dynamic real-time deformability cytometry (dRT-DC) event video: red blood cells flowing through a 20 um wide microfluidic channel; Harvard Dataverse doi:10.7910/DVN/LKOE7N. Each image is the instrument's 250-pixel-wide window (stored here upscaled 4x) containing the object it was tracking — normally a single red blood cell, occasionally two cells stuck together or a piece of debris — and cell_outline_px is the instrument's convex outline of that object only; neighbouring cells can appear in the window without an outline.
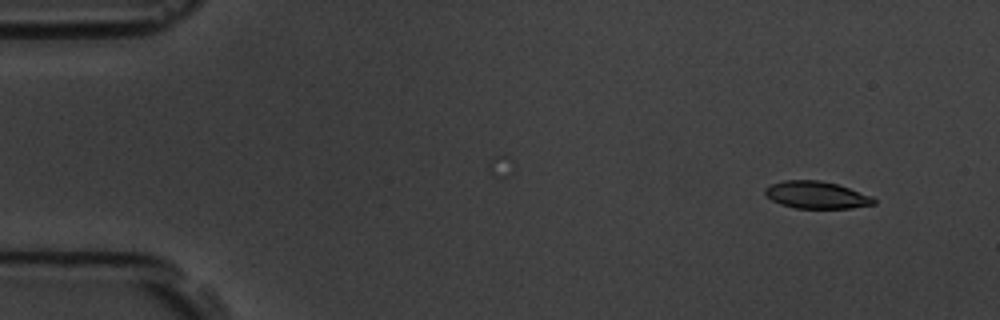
{"species": "common noctule bat (a hibernating species)", "species_latin": "Nyctalus noctula", "temperature_condition": "room temperature", "stored_images_in_passage": 4, "camera_frame_rate_fps": 3000, "um_per_image_px": 0.085, "animal": {"sex": "male", "body_mass_g": 19.5, "forearm_length_mm": 54.6}, "frame": {"image": 1, "passage_image": 1, "time_ms": 0.0, "image_size_px": [1000, 320], "cell_outline_px": [[876, 204], [852, 208], [796, 208], [780, 204], [772, 200], [764, 192], [764, 188], [772, 184], [784, 180], [820, 180], [836, 184], [872, 196], [876, 200]], "centroid_in_image_um": [69.41, 16.57], "position_along_channel_um": 15.6, "area_um2": 17.17}}
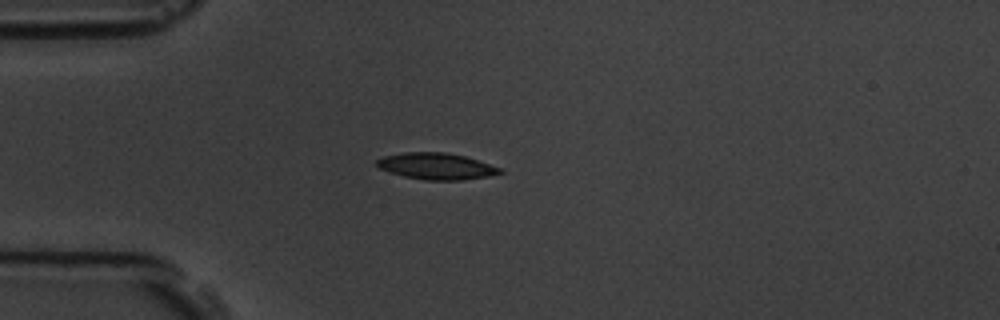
{"frame": {"image": 2, "passage_image": 4, "time_ms": 3.333, "image_size_px": [1000, 320], "cell_outline_px": [[504, 172], [488, 176], [464, 180], [424, 180], [404, 176], [388, 172], [380, 168], [376, 164], [376, 160], [384, 156], [404, 152], [444, 152], [464, 156], [500, 168]], "centroid_in_image_um": [37.05, 14.13], "position_along_channel_um": 47.9, "area_um2": 18.84}}